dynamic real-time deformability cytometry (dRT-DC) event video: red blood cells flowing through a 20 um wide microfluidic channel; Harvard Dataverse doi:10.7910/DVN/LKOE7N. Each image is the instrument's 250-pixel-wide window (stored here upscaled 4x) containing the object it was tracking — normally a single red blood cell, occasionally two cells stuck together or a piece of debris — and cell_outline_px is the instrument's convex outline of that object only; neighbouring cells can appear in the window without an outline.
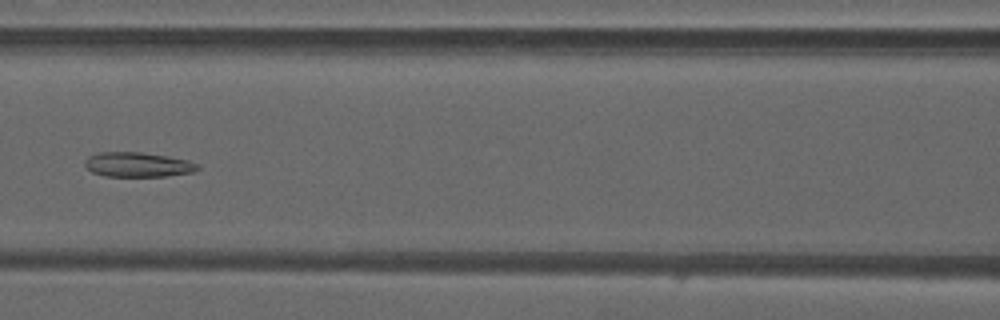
{"species": "common noctule bat (a hibernating species)", "species_latin": "Nyctalus noctula", "temperature_condition": "warm", "stored_images_in_passage": 49, "camera_frame_rate_fps": 3000, "um_per_image_px": 0.085, "animal": {"sex": "male", "forearm_length_mm": 52.5}, "frame": {"image": 1, "passage_image": 23, "time_ms": 7.333, "image_size_px": [1000, 320], "cell_outline_px": [[200, 168], [192, 172], [164, 176], [104, 176], [92, 172], [84, 164], [84, 160], [88, 156], [100, 152], [140, 152], [168, 156], [188, 160], [200, 164]], "centroid_in_image_um": [11.71, 13.99], "position_along_channel_um": 154.9, "area_um2": 16.24}}
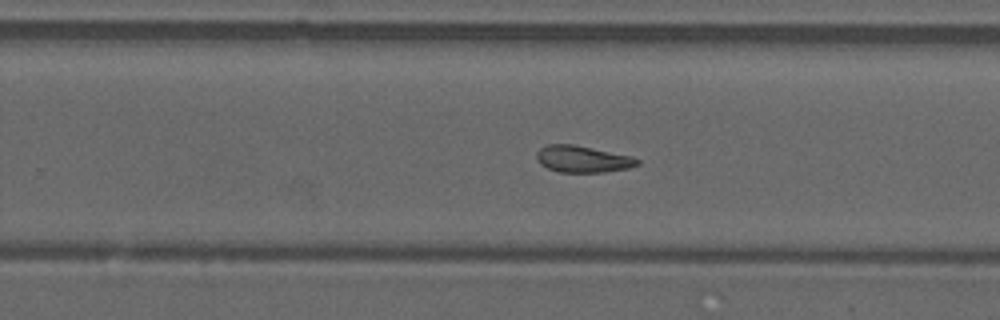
{"frame": {"image": 2, "passage_image": 32, "time_ms": 10.333, "image_size_px": [1000, 320], "cell_outline_px": [[640, 164], [628, 168], [604, 172], [560, 172], [548, 168], [540, 164], [536, 156], [536, 152], [540, 148], [548, 144], [576, 144], [632, 156], [640, 160]], "centroid_in_image_um": [49.53, 13.51], "position_along_channel_um": 280.3, "area_um2": 15.78}}
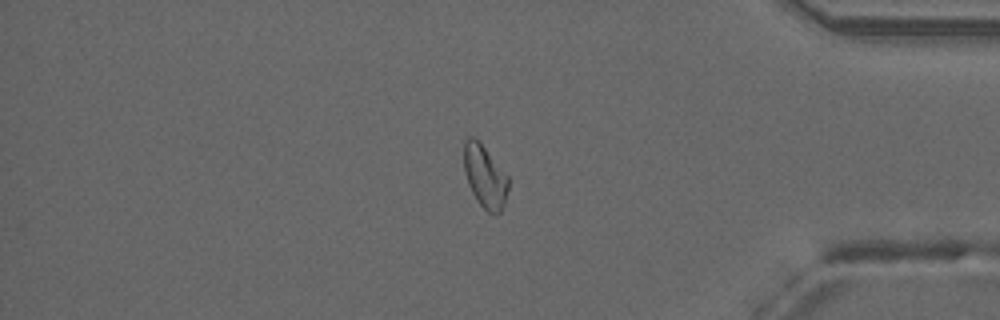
{"frame": {"image": 3, "passage_image": 42, "time_ms": 13.667, "image_size_px": [1000, 320], "cell_outline_px": [[508, 188], [504, 208], [496, 216], [488, 212], [476, 200], [468, 184], [464, 172], [464, 140], [468, 136], [472, 136], [484, 148], [508, 176]], "centroid_in_image_um": [41.21, 15.05], "position_along_channel_um": 394.0, "area_um2": 16.13}, "authors_computed_cell_mechanics": {"area_um2": 18.0336, "velocity_mm_per_s": 4.2061, "shape_relaxation_time_tau1_ms": null, "shape_relaxation_time_tau2_ms": 3.8646, "deformation_change_tau1": null, "deformation_change_tau2": 0.099}}